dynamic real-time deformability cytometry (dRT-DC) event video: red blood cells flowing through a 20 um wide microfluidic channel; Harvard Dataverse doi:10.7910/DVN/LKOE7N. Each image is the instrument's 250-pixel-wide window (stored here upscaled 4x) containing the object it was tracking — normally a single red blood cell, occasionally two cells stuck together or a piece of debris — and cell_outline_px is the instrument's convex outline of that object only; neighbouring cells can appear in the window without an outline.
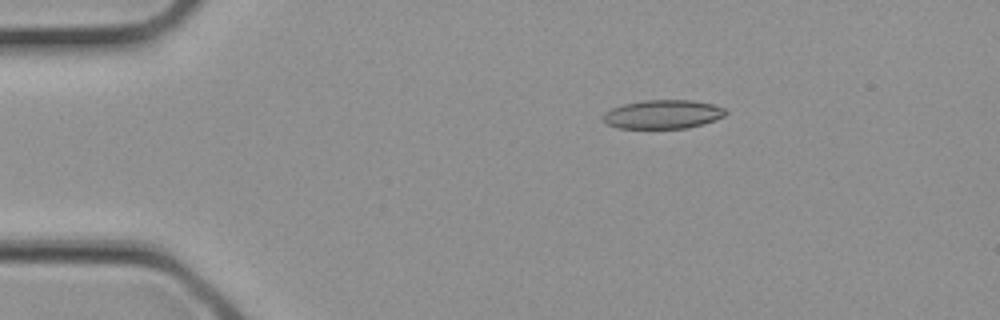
{"species": "common noctule bat (a hibernating species)", "species_latin": "Nyctalus noctula", "temperature_condition": "cold", "stored_images_in_passage": 3, "camera_frame_rate_fps": 3000, "um_per_image_px": 0.085, "animal": {"sex": "female", "body_mass_g": 21.9}, "frame": {"image": 1, "passage_image": 2, "time_ms": 0.333, "image_size_px": [1000, 320], "cell_outline_px": [[728, 112], [724, 116], [704, 124], [688, 128], [616, 128], [608, 124], [600, 116], [604, 112], [612, 108], [624, 104], [644, 100], [692, 100], [712, 104], [724, 108]], "centroid_in_image_um": [56.34, 9.72], "position_along_channel_um": 28.7, "area_um2": 20.63}}
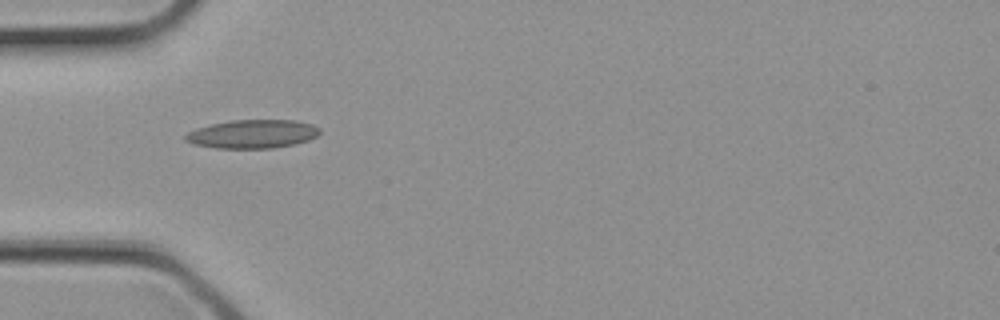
{"frame": {"image": 2, "passage_image": 3, "time_ms": 0.667, "image_size_px": [1000, 320], "cell_outline_px": [[320, 132], [316, 136], [308, 140], [292, 144], [272, 148], [216, 148], [192, 144], [184, 140], [184, 136], [188, 132], [196, 128], [212, 124], [232, 120], [296, 120], [312, 124], [320, 128]], "centroid_in_image_um": [21.44, 11.38], "position_along_channel_um": 63.6, "area_um2": 22.31}}